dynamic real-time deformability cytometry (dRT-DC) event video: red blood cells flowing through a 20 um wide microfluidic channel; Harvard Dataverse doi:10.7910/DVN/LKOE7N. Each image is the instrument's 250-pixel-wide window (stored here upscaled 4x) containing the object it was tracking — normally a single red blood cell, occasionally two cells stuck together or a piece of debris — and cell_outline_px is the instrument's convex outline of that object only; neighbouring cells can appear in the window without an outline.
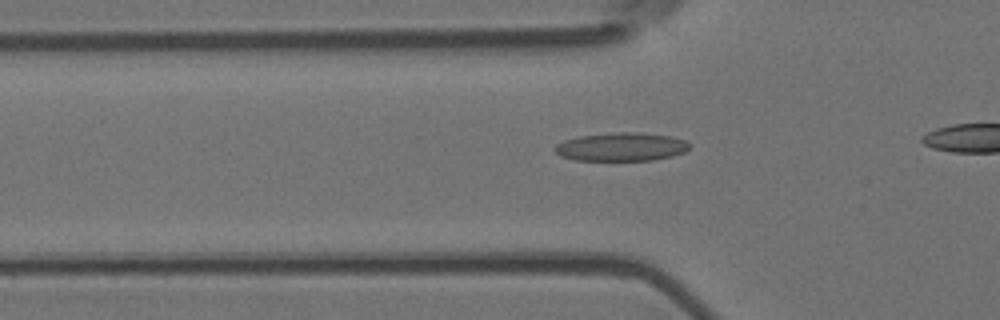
{"species": "Egyptian fruit bat (a non-hibernating species)", "species_latin": "Rousettus aegyptiacus", "temperature_condition": "room temperature", "stored_images_in_passage": 27, "camera_frame_rate_fps": 3000, "um_per_image_px": 0.085, "animal": {"sex": "female"}, "frame": {"image": 1, "passage_image": 14, "time_ms": 4.333, "image_size_px": [1000, 320], "cell_outline_px": [[688, 148], [684, 152], [672, 156], [652, 160], [576, 160], [560, 156], [556, 152], [556, 144], [564, 140], [580, 136], [616, 132], [636, 132], [672, 136], [684, 140], [688, 144]], "centroid_in_image_um": [52.8, 12.48], "position_along_channel_um": 73.0, "area_um2": 22.08}}
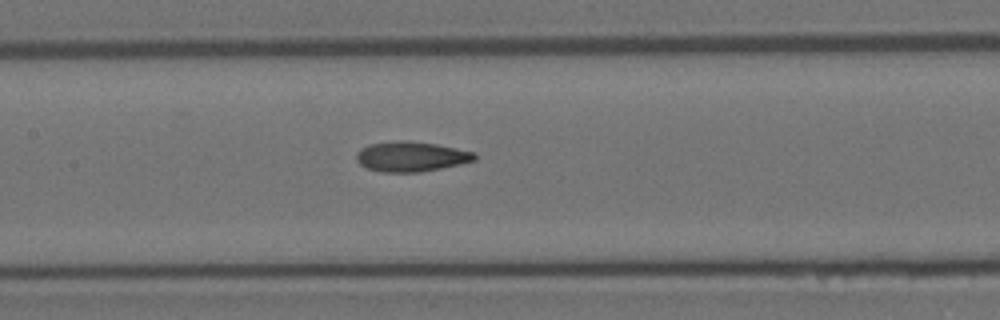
{"frame": {"image": 2, "passage_image": 22, "time_ms": 7.0, "image_size_px": [1000, 320], "cell_outline_px": [[476, 160], [460, 164], [420, 172], [380, 172], [368, 168], [360, 164], [356, 160], [356, 152], [360, 148], [368, 144], [400, 140], [408, 140], [436, 144], [476, 152]], "centroid_in_image_um": [34.93, 13.3], "position_along_channel_um": 172.5, "area_um2": 20.81}}
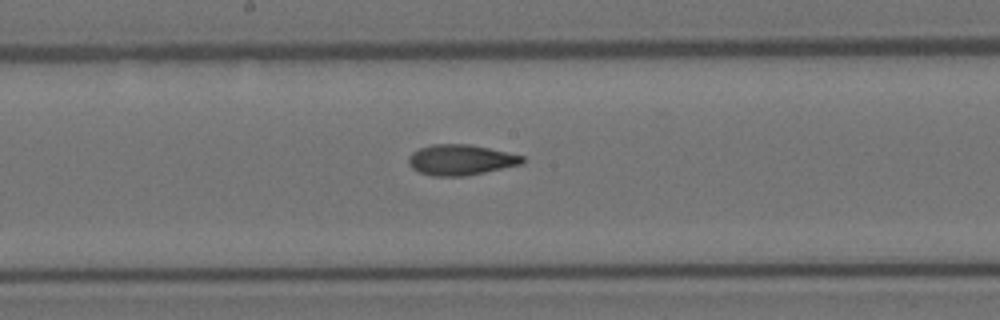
{"frame": {"image": 3, "passage_image": 25, "time_ms": 8.0, "image_size_px": [1000, 320], "cell_outline_px": [[524, 164], [464, 176], [432, 176], [420, 172], [412, 168], [408, 164], [408, 156], [412, 152], [420, 148], [432, 144], [468, 144], [488, 148], [524, 156]], "centroid_in_image_um": [39.14, 13.59], "position_along_channel_um": 209.1, "area_um2": 20.23}}